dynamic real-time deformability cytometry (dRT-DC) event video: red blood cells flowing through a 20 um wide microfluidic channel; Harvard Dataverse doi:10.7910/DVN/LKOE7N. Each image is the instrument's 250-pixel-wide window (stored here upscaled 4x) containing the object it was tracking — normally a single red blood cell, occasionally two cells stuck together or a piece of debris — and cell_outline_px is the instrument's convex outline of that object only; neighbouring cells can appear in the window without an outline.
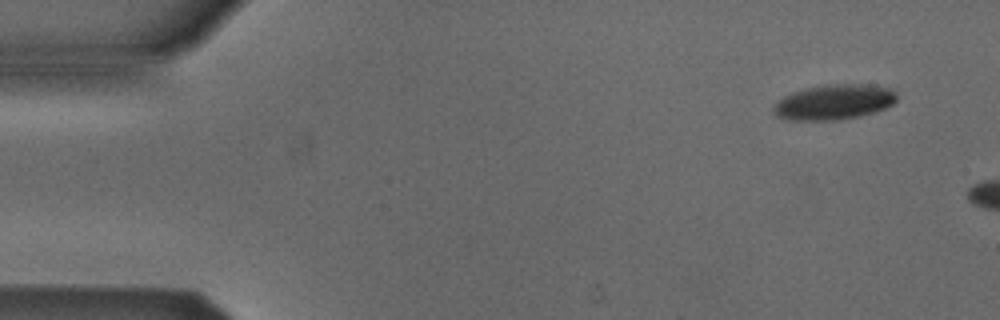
{"species": "Egyptian fruit bat (a non-hibernating species)", "species_latin": "Rousettus aegyptiacus", "temperature_condition": "cold", "stored_images_in_passage": 4, "camera_frame_rate_fps": 3000, "um_per_image_px": 0.085, "animal": {"sex": "male"}, "frame": {"image": 1, "passage_image": 1, "time_ms": 0.0, "image_size_px": [1000, 320], "cell_outline_px": [[896, 100], [892, 104], [884, 108], [860, 116], [840, 120], [788, 120], [776, 116], [772, 108], [784, 96], [792, 92], [808, 88], [836, 84], [860, 84], [892, 88], [896, 92]], "centroid_in_image_um": [70.89, 8.69], "position_along_channel_um": 14.1, "area_um2": 24.97}}